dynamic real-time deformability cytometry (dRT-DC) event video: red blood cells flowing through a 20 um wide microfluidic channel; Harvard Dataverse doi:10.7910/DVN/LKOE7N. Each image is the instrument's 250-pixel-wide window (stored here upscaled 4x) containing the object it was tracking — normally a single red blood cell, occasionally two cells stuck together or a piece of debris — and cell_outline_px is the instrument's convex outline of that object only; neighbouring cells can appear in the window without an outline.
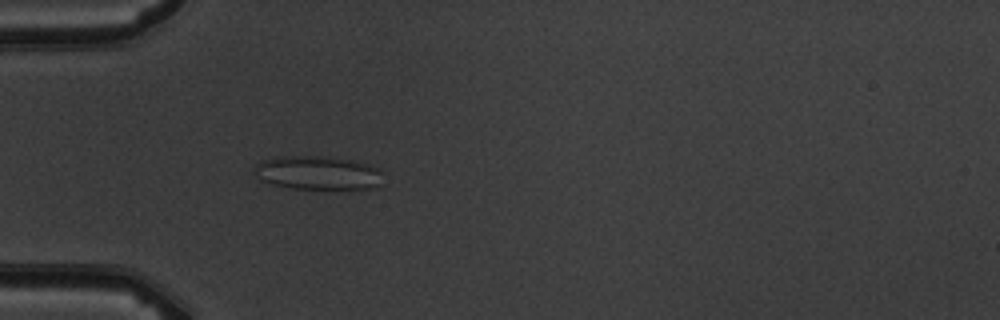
{"species": "common noctule bat (a hibernating species)", "species_latin": "Nyctalus noctula", "temperature_condition": "warm", "stored_images_in_passage": 5, "camera_frame_rate_fps": 3000, "um_per_image_px": 0.085, "animal": {"sex": "male", "body_mass_g": 19.5, "forearm_length_mm": 54.6}, "frame": {"image": 1, "passage_image": 5, "time_ms": 4.667, "image_size_px": [1000, 320], "cell_outline_px": [[380, 184], [376, 188], [296, 188], [272, 184], [260, 180], [256, 172], [256, 164], [260, 160], [276, 156], [324, 156], [352, 160], [368, 164], [376, 168], [380, 172]], "centroid_in_image_um": [26.98, 14.67], "position_along_channel_um": 58.0, "area_um2": 24.91}}